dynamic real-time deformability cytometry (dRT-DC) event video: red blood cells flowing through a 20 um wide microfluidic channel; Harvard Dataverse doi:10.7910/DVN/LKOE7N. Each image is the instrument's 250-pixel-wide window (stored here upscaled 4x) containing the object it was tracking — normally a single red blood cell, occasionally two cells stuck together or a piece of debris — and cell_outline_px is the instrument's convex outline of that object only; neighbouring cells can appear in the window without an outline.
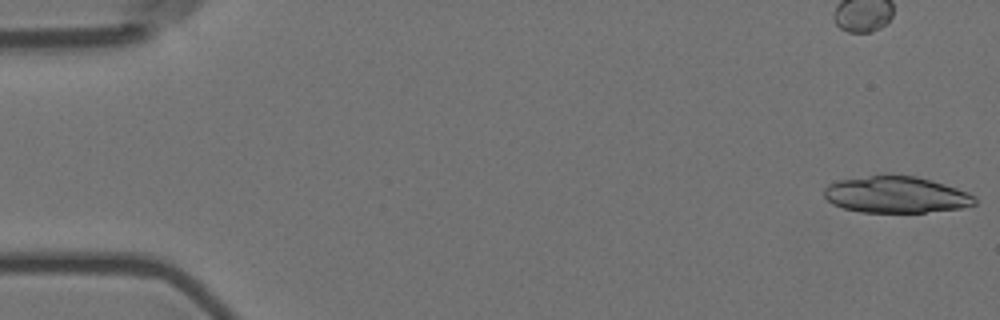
{"species": "Egyptian fruit bat (a non-hibernating species)", "species_latin": "Rousettus aegyptiacus", "temperature_condition": "room temperature", "stored_images_in_passage": 56, "camera_frame_rate_fps": 3000, "um_per_image_px": 0.085, "animal": {"sex": "female"}, "frame": {"image": 1, "passage_image": 1, "time_ms": 0.0, "image_size_px": [1000, 320], "cell_outline_px": [[976, 204], [960, 208], [924, 212], [860, 212], [844, 208], [832, 204], [824, 196], [824, 188], [828, 184], [836, 180], [884, 172], [888, 172], [916, 176], [932, 180], [968, 192], [976, 196]], "centroid_in_image_um": [76.12, 16.5], "position_along_channel_um": 8.9, "area_um2": 32.89}}
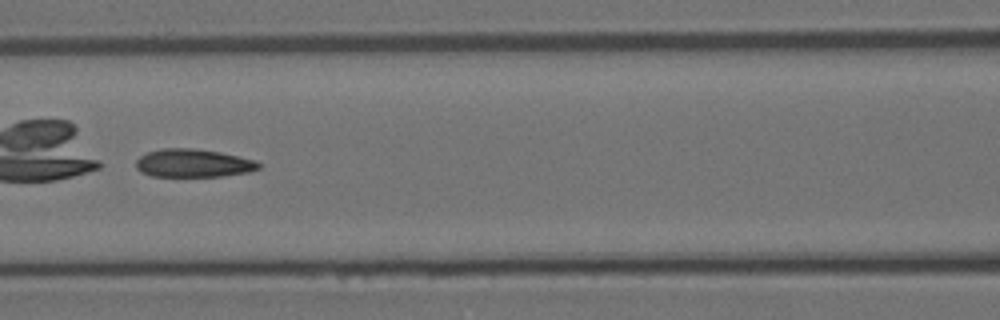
{"frame": {"image": 2, "passage_image": 25, "time_ms": 8.0, "image_size_px": [1000, 320], "cell_outline_px": [[260, 168], [248, 172], [220, 176], [152, 176], [140, 172], [136, 168], [136, 160], [140, 156], [148, 152], [160, 148], [192, 148], [220, 152], [256, 160], [260, 164]], "centroid_in_image_um": [16.4, 13.86], "position_along_channel_um": 150.2, "area_um2": 20.11}}
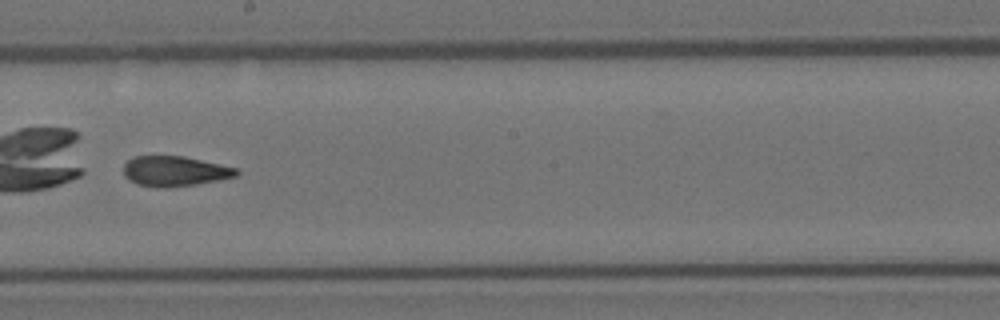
{"frame": {"image": 3, "passage_image": 32, "time_ms": 10.333, "image_size_px": [1000, 320], "cell_outline_px": [[240, 172], [236, 176], [220, 180], [196, 184], [168, 188], [156, 188], [136, 184], [128, 180], [124, 176], [124, 164], [128, 160], [136, 156], [184, 156], [220, 164], [236, 168]], "centroid_in_image_um": [14.83, 14.56], "position_along_channel_um": 233.4, "area_um2": 20.0}}